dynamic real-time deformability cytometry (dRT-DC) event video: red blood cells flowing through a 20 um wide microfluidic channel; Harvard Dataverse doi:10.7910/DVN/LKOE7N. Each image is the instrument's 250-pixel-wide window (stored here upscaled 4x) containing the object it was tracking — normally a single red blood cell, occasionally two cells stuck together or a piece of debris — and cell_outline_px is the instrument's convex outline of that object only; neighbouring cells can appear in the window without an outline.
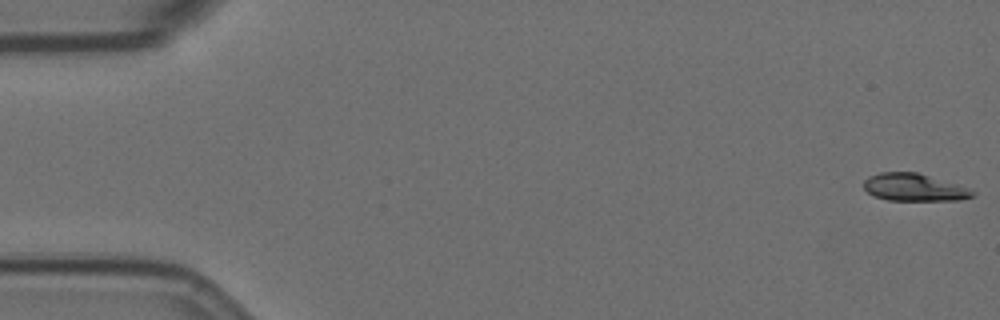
{"species": "Egyptian fruit bat (a non-hibernating species)", "species_latin": "Rousettus aegyptiacus", "temperature_condition": "room temperature", "stored_images_in_passage": 57, "camera_frame_rate_fps": 3000, "um_per_image_px": 0.085, "animal": {"sex": "female"}, "frame": {"image": 1, "passage_image": 1, "time_ms": 0.0, "image_size_px": [1000, 320], "cell_outline_px": [[976, 192], [972, 196], [960, 200], [888, 200], [876, 196], [868, 192], [864, 188], [864, 180], [868, 176], [880, 172], [916, 172], [956, 184], [968, 188]], "centroid_in_image_um": [77.68, 15.92], "position_along_channel_um": 7.3, "area_um2": 17.17}}
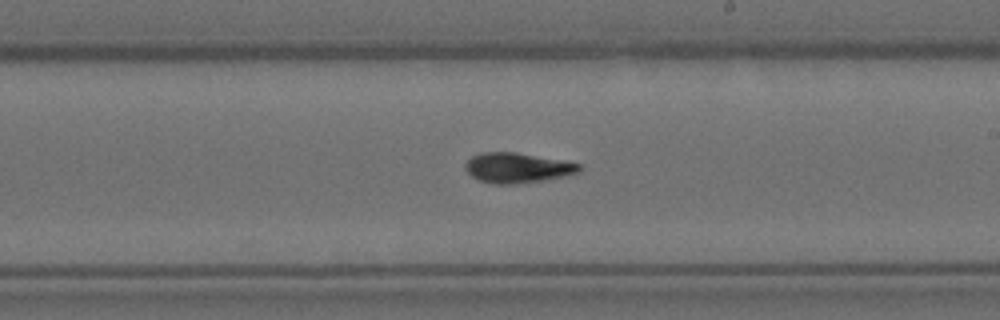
{"frame": {"image": 2, "passage_image": 33, "time_ms": 10.667, "image_size_px": [1000, 320], "cell_outline_px": [[580, 172], [544, 180], [512, 184], [492, 184], [480, 180], [472, 176], [464, 168], [464, 164], [472, 156], [480, 152], [516, 152], [580, 164]], "centroid_in_image_um": [43.92, 14.26], "position_along_channel_um": 245.1, "area_um2": 19.71}}
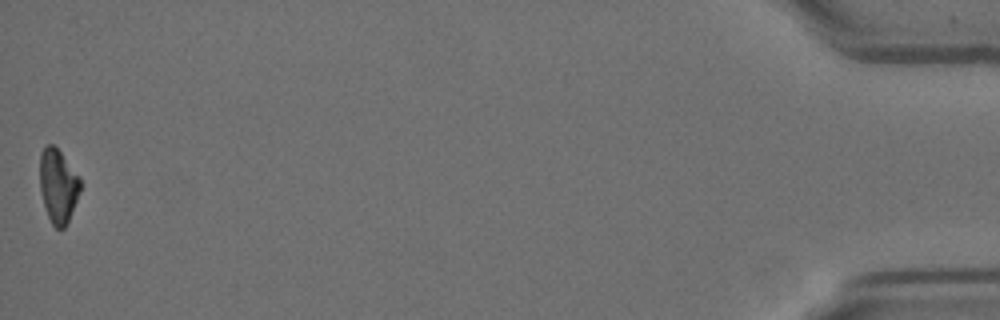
{"frame": {"image": 3, "passage_image": 57, "time_ms": 18.667, "image_size_px": [1000, 320], "cell_outline_px": [[80, 192], [68, 220], [64, 228], [56, 228], [52, 224], [48, 216], [44, 204], [40, 188], [40, 152], [48, 144], [52, 144], [60, 152], [80, 176]], "centroid_in_image_um": [4.94, 15.78], "position_along_channel_um": 430.3, "area_um2": 17.17}, "authors_computed_cell_mechanics": {"area_um2": 19.0162, "velocity_mm_per_s": 3.5546, "shape_relaxation_time_tau1_ms": 7.1154, "shape_relaxation_time_tau2_ms": 6.3517, "deformation_change_tau1": 0.1972, "deformation_change_tau2": 0.1083}}